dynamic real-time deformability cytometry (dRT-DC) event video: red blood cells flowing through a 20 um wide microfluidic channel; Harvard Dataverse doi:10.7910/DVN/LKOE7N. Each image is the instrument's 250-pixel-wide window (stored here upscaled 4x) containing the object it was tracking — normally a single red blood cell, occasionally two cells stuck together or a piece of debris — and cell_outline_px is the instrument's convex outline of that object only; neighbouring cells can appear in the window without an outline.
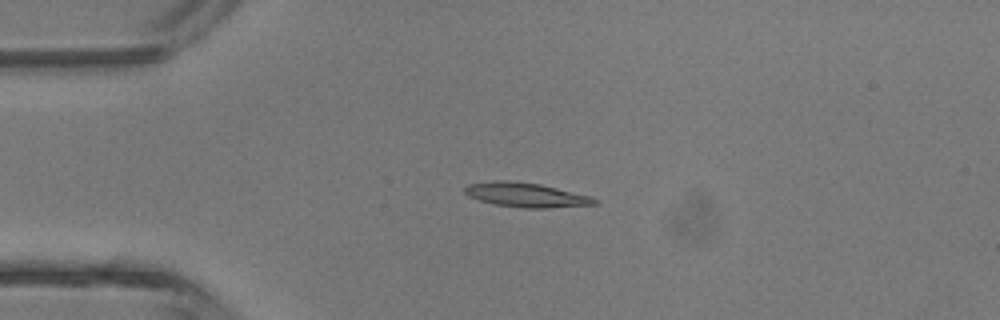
{"species": "common noctule bat (a hibernating species)", "species_latin": "Nyctalus noctula", "temperature_condition": "room temperature", "stored_images_in_passage": 4, "camera_frame_rate_fps": 3000, "um_per_image_px": 0.085, "animal": {"sex": "male", "body_mass_g": 13.3}, "frame": {"image": 1, "passage_image": 3, "time_ms": 2.333, "image_size_px": [1000, 320], "cell_outline_px": [[600, 200], [596, 204], [548, 208], [524, 208], [496, 204], [480, 200], [468, 196], [464, 192], [464, 188], [468, 184], [496, 180], [508, 180], [540, 184], [592, 196]], "centroid_in_image_um": [44.74, 16.56], "position_along_channel_um": 40.3, "area_um2": 18.44}}